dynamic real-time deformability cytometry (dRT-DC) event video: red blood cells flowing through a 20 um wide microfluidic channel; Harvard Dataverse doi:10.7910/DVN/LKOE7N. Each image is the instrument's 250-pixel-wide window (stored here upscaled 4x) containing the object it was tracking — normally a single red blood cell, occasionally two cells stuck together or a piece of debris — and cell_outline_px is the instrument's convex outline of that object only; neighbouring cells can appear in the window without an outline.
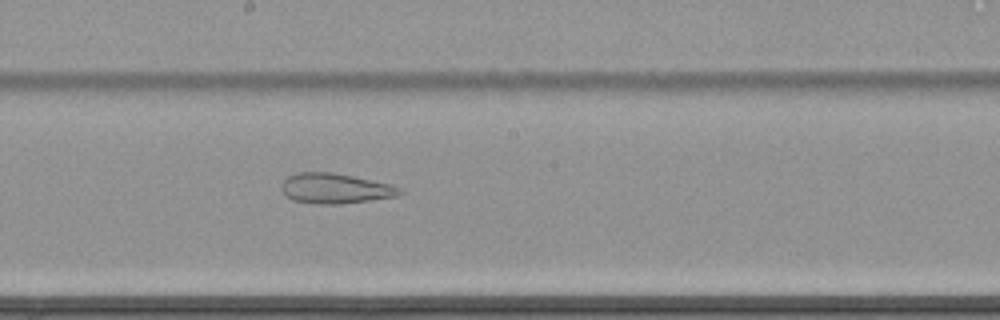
{"species": "common noctule bat (a hibernating species)", "species_latin": "Nyctalus noctula", "temperature_condition": "cold", "stored_images_in_passage": 63, "camera_frame_rate_fps": 3000, "um_per_image_px": 0.085, "animal": {"sex": "female", "body_mass_g": 22.7, "forearm_length_mm": 54.2}, "frame": {"image": 1, "passage_image": 37, "time_ms": 12.0, "image_size_px": [1000, 320], "cell_outline_px": [[404, 192], [396, 196], [340, 204], [316, 204], [292, 200], [284, 192], [280, 184], [288, 176], [296, 172], [332, 172], [392, 184], [400, 188]], "centroid_in_image_um": [28.48, 16.01], "position_along_channel_um": 219.7, "area_um2": 20.69}}
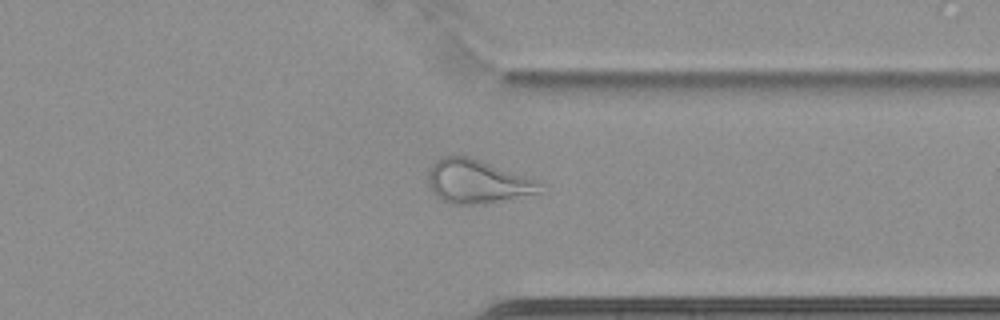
{"frame": {"image": 2, "passage_image": 50, "time_ms": 16.333, "image_size_px": [1000, 320], "cell_outline_px": [[540, 184], [536, 192], [476, 204], [448, 204], [440, 200], [432, 192], [428, 184], [428, 172], [432, 164], [436, 160], [444, 156], [468, 156], [480, 160], [536, 180]], "centroid_in_image_um": [40.41, 15.41], "position_along_channel_um": 371.0, "area_um2": 27.51}}
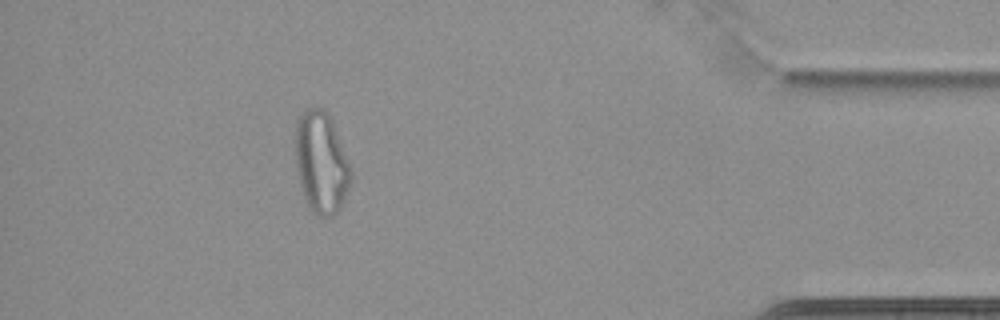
{"frame": {"image": 3, "passage_image": 57, "time_ms": 18.667, "image_size_px": [1000, 320], "cell_outline_px": [[352, 180], [340, 208], [332, 216], [316, 216], [312, 212], [304, 196], [300, 184], [296, 168], [296, 120], [300, 112], [308, 108], [324, 108], [328, 112], [332, 120], [352, 172]], "centroid_in_image_um": [27.3, 13.8], "position_along_channel_um": 407.9, "area_um2": 32.77}}